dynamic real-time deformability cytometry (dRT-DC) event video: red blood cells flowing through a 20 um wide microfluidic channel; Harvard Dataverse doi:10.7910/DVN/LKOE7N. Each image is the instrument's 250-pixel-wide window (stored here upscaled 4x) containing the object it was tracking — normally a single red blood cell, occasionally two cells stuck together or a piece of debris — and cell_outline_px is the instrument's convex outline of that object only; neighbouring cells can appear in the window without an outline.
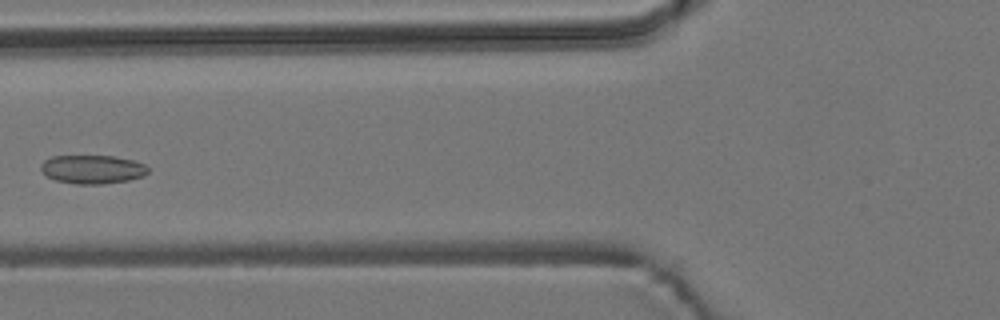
{"species": "common noctule bat (a hibernating species)", "species_latin": "Nyctalus noctula", "temperature_condition": "room temperature", "stored_images_in_passage": 6, "camera_frame_rate_fps": 3000, "um_per_image_px": 0.085, "animal": {"sex": "male", "body_mass_g": 19.2, "forearm_length_mm": 51.8}, "frame": {"image": 1, "passage_image": 6, "time_ms": 1.667, "image_size_px": [1000, 320], "cell_outline_px": [[148, 172], [144, 176], [128, 180], [104, 184], [76, 184], [56, 180], [40, 172], [40, 164], [44, 160], [52, 156], [112, 156], [132, 160], [144, 164], [148, 168]], "centroid_in_image_um": [7.83, 14.39], "position_along_channel_um": 118.0, "area_um2": 17.92}}